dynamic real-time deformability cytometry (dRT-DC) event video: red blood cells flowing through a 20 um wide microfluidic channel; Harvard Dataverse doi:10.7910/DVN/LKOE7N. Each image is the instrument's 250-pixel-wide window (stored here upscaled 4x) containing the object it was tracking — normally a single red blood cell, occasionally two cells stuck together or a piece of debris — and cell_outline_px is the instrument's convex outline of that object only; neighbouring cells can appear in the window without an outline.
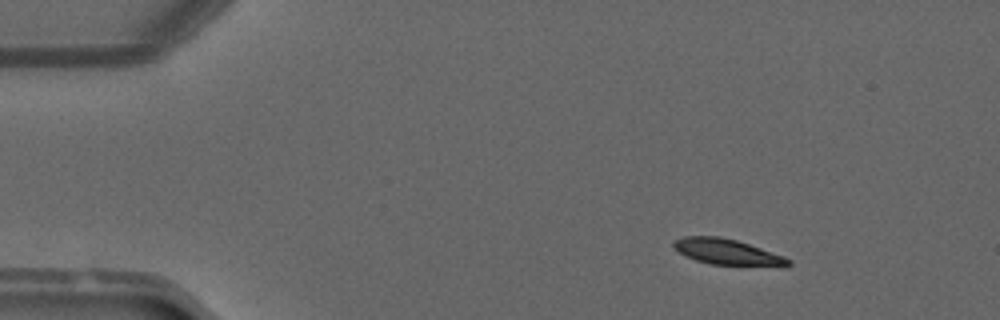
{"species": "common noctule bat (a hibernating species)", "species_latin": "Nyctalus noctula", "temperature_condition": "warm", "stored_images_in_passage": 44, "camera_frame_rate_fps": 3000, "um_per_image_px": 0.085, "animal": {"sex": "male", "forearm_length_mm": 52.5}, "frame": {"image": 1, "passage_image": 1, "time_ms": 0.0, "image_size_px": [1000, 320], "cell_outline_px": [[792, 264], [788, 268], [784, 268], [712, 264], [696, 260], [680, 252], [672, 244], [676, 240], [684, 236], [720, 236], [736, 240], [784, 256], [792, 260]], "centroid_in_image_um": [61.96, 21.45], "position_along_channel_um": 23.0, "area_um2": 17.46}}
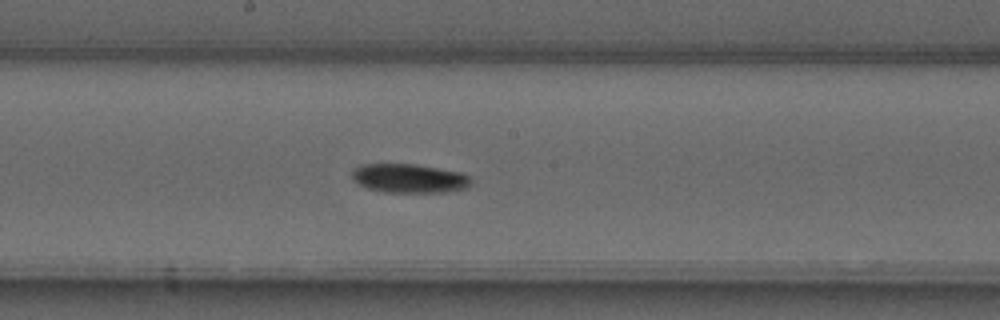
{"frame": {"image": 2, "passage_image": 21, "time_ms": 6.667, "image_size_px": [1000, 320], "cell_outline_px": [[472, 184], [468, 188], [448, 192], [384, 192], [368, 188], [352, 180], [352, 168], [360, 164], [416, 164], [460, 172], [468, 176], [472, 180]], "centroid_in_image_um": [34.79, 15.16], "position_along_channel_um": 213.4, "area_um2": 20.29}}
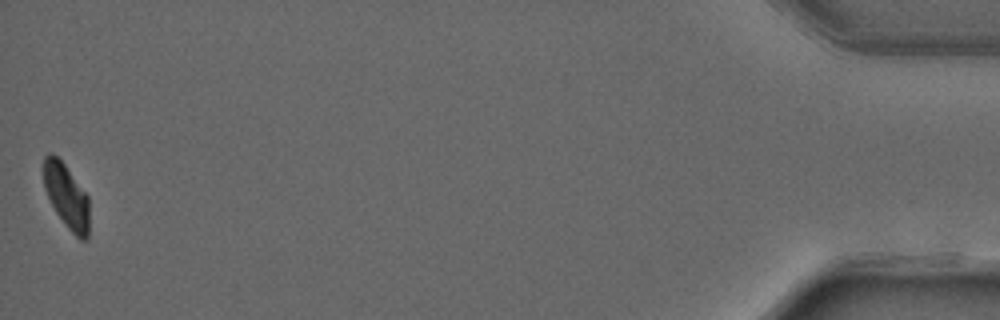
{"frame": {"image": 3, "passage_image": 44, "time_ms": 14.333, "image_size_px": [1000, 320], "cell_outline_px": [[88, 240], [80, 240], [68, 228], [56, 212], [44, 188], [44, 156], [48, 152], [52, 152], [64, 164], [88, 196]], "centroid_in_image_um": [5.65, 16.67], "position_along_channel_um": 429.6, "area_um2": 16.82}, "authors_computed_cell_mechanics": {"area_um2": 19.6231, "velocity_mm_per_s": 4.0829, "shape_relaxation_time_tau1_ms": 9.1418, "shape_relaxation_time_tau2_ms": null, "deformation_change_tau1": 0.2409, "deformation_change_tau2": null}}